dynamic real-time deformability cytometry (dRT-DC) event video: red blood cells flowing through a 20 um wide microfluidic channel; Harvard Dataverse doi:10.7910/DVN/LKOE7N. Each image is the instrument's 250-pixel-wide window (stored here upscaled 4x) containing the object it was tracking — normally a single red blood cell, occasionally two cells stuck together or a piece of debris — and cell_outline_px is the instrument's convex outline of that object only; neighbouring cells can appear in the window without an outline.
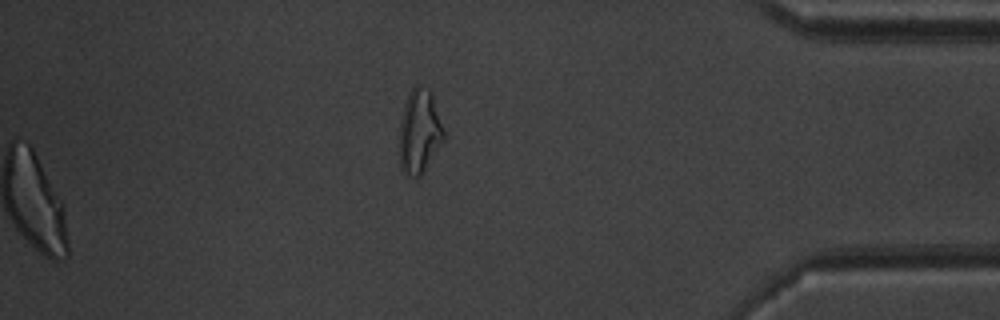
{"species": "common noctule bat (a hibernating species)", "species_latin": "Nyctalus noctula", "temperature_condition": "warm", "stored_images_in_passage": 52, "segment_of_instrument_passage": [2, 2], "camera_frame_rate_fps": 3000, "um_per_image_px": 0.085, "animal": {"sex": "male", "body_mass_g": 20.1, "forearm_length_mm": 53.5}, "frame": {"image": 1, "passage_image": 52, "time_ms": 17.0, "image_size_px": [1000, 320], "cell_outline_px": [[444, 140], [420, 176], [412, 176], [404, 172], [400, 168], [400, 120], [404, 104], [408, 92], [416, 84], [420, 84], [428, 88], [432, 92], [444, 132]], "centroid_in_image_um": [35.65, 11.12], "position_along_channel_um": 399.6, "area_um2": 21.68}}